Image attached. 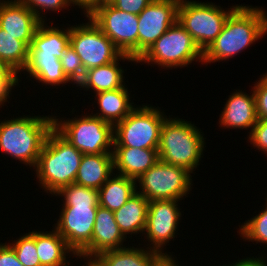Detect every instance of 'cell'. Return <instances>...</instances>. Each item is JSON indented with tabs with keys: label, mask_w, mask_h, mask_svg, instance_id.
<instances>
[{
	"label": "cell",
	"mask_w": 267,
	"mask_h": 266,
	"mask_svg": "<svg viewBox=\"0 0 267 266\" xmlns=\"http://www.w3.org/2000/svg\"><path fill=\"white\" fill-rule=\"evenodd\" d=\"M29 57V46L0 28V59L19 75L25 69Z\"/></svg>",
	"instance_id": "83f0119b"
},
{
	"label": "cell",
	"mask_w": 267,
	"mask_h": 266,
	"mask_svg": "<svg viewBox=\"0 0 267 266\" xmlns=\"http://www.w3.org/2000/svg\"><path fill=\"white\" fill-rule=\"evenodd\" d=\"M247 93L244 90L233 91L229 95L224 109L219 115V127L222 129H244L249 130V135L258 121L256 103L253 90Z\"/></svg>",
	"instance_id": "e0dca14e"
},
{
	"label": "cell",
	"mask_w": 267,
	"mask_h": 266,
	"mask_svg": "<svg viewBox=\"0 0 267 266\" xmlns=\"http://www.w3.org/2000/svg\"><path fill=\"white\" fill-rule=\"evenodd\" d=\"M41 21L18 0H0V28L15 36V39L31 45Z\"/></svg>",
	"instance_id": "2e32d148"
},
{
	"label": "cell",
	"mask_w": 267,
	"mask_h": 266,
	"mask_svg": "<svg viewBox=\"0 0 267 266\" xmlns=\"http://www.w3.org/2000/svg\"><path fill=\"white\" fill-rule=\"evenodd\" d=\"M238 6V4L233 5L224 10L223 7L213 2L180 0L178 22L204 53L222 31L228 16Z\"/></svg>",
	"instance_id": "ba28073f"
},
{
	"label": "cell",
	"mask_w": 267,
	"mask_h": 266,
	"mask_svg": "<svg viewBox=\"0 0 267 266\" xmlns=\"http://www.w3.org/2000/svg\"><path fill=\"white\" fill-rule=\"evenodd\" d=\"M21 4L27 6L41 22H47V17L45 13L61 12L62 9L67 10L71 6L69 0H18ZM48 11V12H46ZM44 14H43V13ZM45 15V16H44ZM45 17V18H44Z\"/></svg>",
	"instance_id": "1f68e13d"
},
{
	"label": "cell",
	"mask_w": 267,
	"mask_h": 266,
	"mask_svg": "<svg viewBox=\"0 0 267 266\" xmlns=\"http://www.w3.org/2000/svg\"><path fill=\"white\" fill-rule=\"evenodd\" d=\"M110 0H103V3L109 2Z\"/></svg>",
	"instance_id": "ee69618b"
},
{
	"label": "cell",
	"mask_w": 267,
	"mask_h": 266,
	"mask_svg": "<svg viewBox=\"0 0 267 266\" xmlns=\"http://www.w3.org/2000/svg\"><path fill=\"white\" fill-rule=\"evenodd\" d=\"M267 82V72L261 76Z\"/></svg>",
	"instance_id": "7bdbcfd3"
},
{
	"label": "cell",
	"mask_w": 267,
	"mask_h": 266,
	"mask_svg": "<svg viewBox=\"0 0 267 266\" xmlns=\"http://www.w3.org/2000/svg\"><path fill=\"white\" fill-rule=\"evenodd\" d=\"M203 63V52L178 20L136 61L153 64L164 70L188 67L193 62ZM141 62V63H140Z\"/></svg>",
	"instance_id": "52a82bcc"
},
{
	"label": "cell",
	"mask_w": 267,
	"mask_h": 266,
	"mask_svg": "<svg viewBox=\"0 0 267 266\" xmlns=\"http://www.w3.org/2000/svg\"><path fill=\"white\" fill-rule=\"evenodd\" d=\"M192 173L159 160L136 180L137 192L148 201L183 200L192 191Z\"/></svg>",
	"instance_id": "30bf717a"
},
{
	"label": "cell",
	"mask_w": 267,
	"mask_h": 266,
	"mask_svg": "<svg viewBox=\"0 0 267 266\" xmlns=\"http://www.w3.org/2000/svg\"><path fill=\"white\" fill-rule=\"evenodd\" d=\"M127 86L123 88H118L111 91H103L94 94V101L99 109L96 113L91 111V115L96 116L107 123L115 126L117 123L121 122L136 106L133 100L131 101L132 91H128Z\"/></svg>",
	"instance_id": "ffe728a7"
},
{
	"label": "cell",
	"mask_w": 267,
	"mask_h": 266,
	"mask_svg": "<svg viewBox=\"0 0 267 266\" xmlns=\"http://www.w3.org/2000/svg\"><path fill=\"white\" fill-rule=\"evenodd\" d=\"M180 0H153L138 15V59L177 20Z\"/></svg>",
	"instance_id": "5bb4252c"
},
{
	"label": "cell",
	"mask_w": 267,
	"mask_h": 266,
	"mask_svg": "<svg viewBox=\"0 0 267 266\" xmlns=\"http://www.w3.org/2000/svg\"><path fill=\"white\" fill-rule=\"evenodd\" d=\"M76 258H80L81 260H85V264L83 266H103L96 258H87L77 255ZM87 261V262H86Z\"/></svg>",
	"instance_id": "b9f144b4"
},
{
	"label": "cell",
	"mask_w": 267,
	"mask_h": 266,
	"mask_svg": "<svg viewBox=\"0 0 267 266\" xmlns=\"http://www.w3.org/2000/svg\"><path fill=\"white\" fill-rule=\"evenodd\" d=\"M71 7L81 8L84 17L90 16L99 6L103 4V0H69Z\"/></svg>",
	"instance_id": "74e56055"
},
{
	"label": "cell",
	"mask_w": 267,
	"mask_h": 266,
	"mask_svg": "<svg viewBox=\"0 0 267 266\" xmlns=\"http://www.w3.org/2000/svg\"><path fill=\"white\" fill-rule=\"evenodd\" d=\"M113 174V154H83L75 183L99 190Z\"/></svg>",
	"instance_id": "603a6c76"
},
{
	"label": "cell",
	"mask_w": 267,
	"mask_h": 266,
	"mask_svg": "<svg viewBox=\"0 0 267 266\" xmlns=\"http://www.w3.org/2000/svg\"><path fill=\"white\" fill-rule=\"evenodd\" d=\"M48 23L39 24L29 46V55H53L60 59L70 45V24L66 28H59L50 21Z\"/></svg>",
	"instance_id": "7402d4cb"
},
{
	"label": "cell",
	"mask_w": 267,
	"mask_h": 266,
	"mask_svg": "<svg viewBox=\"0 0 267 266\" xmlns=\"http://www.w3.org/2000/svg\"><path fill=\"white\" fill-rule=\"evenodd\" d=\"M33 114L0 121L1 153L31 168L36 166L47 135L53 129V115Z\"/></svg>",
	"instance_id": "3957f363"
},
{
	"label": "cell",
	"mask_w": 267,
	"mask_h": 266,
	"mask_svg": "<svg viewBox=\"0 0 267 266\" xmlns=\"http://www.w3.org/2000/svg\"><path fill=\"white\" fill-rule=\"evenodd\" d=\"M0 266H23L13 248L7 243H0Z\"/></svg>",
	"instance_id": "8d00e7d4"
},
{
	"label": "cell",
	"mask_w": 267,
	"mask_h": 266,
	"mask_svg": "<svg viewBox=\"0 0 267 266\" xmlns=\"http://www.w3.org/2000/svg\"><path fill=\"white\" fill-rule=\"evenodd\" d=\"M181 200H152L149 201L146 229L143 238L149 242L146 246L161 253L168 254L166 245L173 240L179 231V222L183 216L180 211ZM165 247V248H164ZM164 249L166 252H164Z\"/></svg>",
	"instance_id": "4fadbf2b"
},
{
	"label": "cell",
	"mask_w": 267,
	"mask_h": 266,
	"mask_svg": "<svg viewBox=\"0 0 267 266\" xmlns=\"http://www.w3.org/2000/svg\"><path fill=\"white\" fill-rule=\"evenodd\" d=\"M128 61L136 64V60L128 54H122L116 61L101 65L96 68L85 71L83 79L76 87L82 88L84 91H93L96 94L103 91H111L118 88H123L127 84L124 80L125 69L120 66V61ZM90 89V90H89Z\"/></svg>",
	"instance_id": "ac0fdd59"
},
{
	"label": "cell",
	"mask_w": 267,
	"mask_h": 266,
	"mask_svg": "<svg viewBox=\"0 0 267 266\" xmlns=\"http://www.w3.org/2000/svg\"><path fill=\"white\" fill-rule=\"evenodd\" d=\"M57 117L53 115V128L83 154H113L112 124L89 113L71 119Z\"/></svg>",
	"instance_id": "8992f818"
},
{
	"label": "cell",
	"mask_w": 267,
	"mask_h": 266,
	"mask_svg": "<svg viewBox=\"0 0 267 266\" xmlns=\"http://www.w3.org/2000/svg\"><path fill=\"white\" fill-rule=\"evenodd\" d=\"M247 138L253 148H256L259 152L262 151V154H266L267 157V118L258 119Z\"/></svg>",
	"instance_id": "d6a6232c"
},
{
	"label": "cell",
	"mask_w": 267,
	"mask_h": 266,
	"mask_svg": "<svg viewBox=\"0 0 267 266\" xmlns=\"http://www.w3.org/2000/svg\"><path fill=\"white\" fill-rule=\"evenodd\" d=\"M19 86V76H0V108L10 100L12 89ZM10 95V96H9Z\"/></svg>",
	"instance_id": "d590c367"
},
{
	"label": "cell",
	"mask_w": 267,
	"mask_h": 266,
	"mask_svg": "<svg viewBox=\"0 0 267 266\" xmlns=\"http://www.w3.org/2000/svg\"><path fill=\"white\" fill-rule=\"evenodd\" d=\"M44 231L35 229V245L41 266H73L69 258L77 254L65 239L54 227L52 231Z\"/></svg>",
	"instance_id": "44dd1931"
},
{
	"label": "cell",
	"mask_w": 267,
	"mask_h": 266,
	"mask_svg": "<svg viewBox=\"0 0 267 266\" xmlns=\"http://www.w3.org/2000/svg\"><path fill=\"white\" fill-rule=\"evenodd\" d=\"M186 119L168 116L162 124L159 160L194 174L203 158L206 141L202 130ZM205 146V147H204Z\"/></svg>",
	"instance_id": "5b68a950"
},
{
	"label": "cell",
	"mask_w": 267,
	"mask_h": 266,
	"mask_svg": "<svg viewBox=\"0 0 267 266\" xmlns=\"http://www.w3.org/2000/svg\"><path fill=\"white\" fill-rule=\"evenodd\" d=\"M87 23L70 25V45L80 57L84 70L116 61L122 52L88 16Z\"/></svg>",
	"instance_id": "8fae6325"
},
{
	"label": "cell",
	"mask_w": 267,
	"mask_h": 266,
	"mask_svg": "<svg viewBox=\"0 0 267 266\" xmlns=\"http://www.w3.org/2000/svg\"><path fill=\"white\" fill-rule=\"evenodd\" d=\"M0 76H19L4 61L0 59Z\"/></svg>",
	"instance_id": "60d3db41"
},
{
	"label": "cell",
	"mask_w": 267,
	"mask_h": 266,
	"mask_svg": "<svg viewBox=\"0 0 267 266\" xmlns=\"http://www.w3.org/2000/svg\"><path fill=\"white\" fill-rule=\"evenodd\" d=\"M60 61L64 74L74 84V86H77L78 83L83 79L85 75V70L80 57L71 47V45H69L65 49L60 58Z\"/></svg>",
	"instance_id": "4dcf8cb0"
},
{
	"label": "cell",
	"mask_w": 267,
	"mask_h": 266,
	"mask_svg": "<svg viewBox=\"0 0 267 266\" xmlns=\"http://www.w3.org/2000/svg\"><path fill=\"white\" fill-rule=\"evenodd\" d=\"M149 201L136 192L120 208L114 211V218L122 234L127 238L142 233L146 229Z\"/></svg>",
	"instance_id": "d4e9b609"
},
{
	"label": "cell",
	"mask_w": 267,
	"mask_h": 266,
	"mask_svg": "<svg viewBox=\"0 0 267 266\" xmlns=\"http://www.w3.org/2000/svg\"><path fill=\"white\" fill-rule=\"evenodd\" d=\"M266 204L263 206L258 214L245 222L240 226L237 231L240 238L246 242H256V244H265L267 247V198H265Z\"/></svg>",
	"instance_id": "f1b7e54d"
},
{
	"label": "cell",
	"mask_w": 267,
	"mask_h": 266,
	"mask_svg": "<svg viewBox=\"0 0 267 266\" xmlns=\"http://www.w3.org/2000/svg\"><path fill=\"white\" fill-rule=\"evenodd\" d=\"M53 196L63 198V204L57 223L52 227L78 255L91 242L99 206L98 190L72 183Z\"/></svg>",
	"instance_id": "6da1fadb"
},
{
	"label": "cell",
	"mask_w": 267,
	"mask_h": 266,
	"mask_svg": "<svg viewBox=\"0 0 267 266\" xmlns=\"http://www.w3.org/2000/svg\"><path fill=\"white\" fill-rule=\"evenodd\" d=\"M114 172L137 180L159 161L158 149L113 147Z\"/></svg>",
	"instance_id": "d6986e66"
},
{
	"label": "cell",
	"mask_w": 267,
	"mask_h": 266,
	"mask_svg": "<svg viewBox=\"0 0 267 266\" xmlns=\"http://www.w3.org/2000/svg\"><path fill=\"white\" fill-rule=\"evenodd\" d=\"M23 73L29 75L26 77H29V80L33 78L36 83L40 84L41 82V86L47 87V85H50L52 89V86L58 89L61 84L62 86L67 83L74 85L64 74L60 59L53 55H29Z\"/></svg>",
	"instance_id": "cb8c5ba5"
},
{
	"label": "cell",
	"mask_w": 267,
	"mask_h": 266,
	"mask_svg": "<svg viewBox=\"0 0 267 266\" xmlns=\"http://www.w3.org/2000/svg\"><path fill=\"white\" fill-rule=\"evenodd\" d=\"M167 117L158 106L136 105L121 122L114 126L113 147L158 149L161 127Z\"/></svg>",
	"instance_id": "9c48e42d"
},
{
	"label": "cell",
	"mask_w": 267,
	"mask_h": 266,
	"mask_svg": "<svg viewBox=\"0 0 267 266\" xmlns=\"http://www.w3.org/2000/svg\"><path fill=\"white\" fill-rule=\"evenodd\" d=\"M89 17L122 54L138 60V15L121 11L106 2Z\"/></svg>",
	"instance_id": "7c38bea8"
},
{
	"label": "cell",
	"mask_w": 267,
	"mask_h": 266,
	"mask_svg": "<svg viewBox=\"0 0 267 266\" xmlns=\"http://www.w3.org/2000/svg\"><path fill=\"white\" fill-rule=\"evenodd\" d=\"M136 192L135 179L114 173L98 190L99 206L114 212Z\"/></svg>",
	"instance_id": "4316f807"
},
{
	"label": "cell",
	"mask_w": 267,
	"mask_h": 266,
	"mask_svg": "<svg viewBox=\"0 0 267 266\" xmlns=\"http://www.w3.org/2000/svg\"><path fill=\"white\" fill-rule=\"evenodd\" d=\"M82 156V152L53 128L47 135L33 169L39 187L52 196L63 186L75 183Z\"/></svg>",
	"instance_id": "277c9868"
},
{
	"label": "cell",
	"mask_w": 267,
	"mask_h": 266,
	"mask_svg": "<svg viewBox=\"0 0 267 266\" xmlns=\"http://www.w3.org/2000/svg\"><path fill=\"white\" fill-rule=\"evenodd\" d=\"M153 0H110L109 3L115 8L139 15Z\"/></svg>",
	"instance_id": "e575fe53"
},
{
	"label": "cell",
	"mask_w": 267,
	"mask_h": 266,
	"mask_svg": "<svg viewBox=\"0 0 267 266\" xmlns=\"http://www.w3.org/2000/svg\"><path fill=\"white\" fill-rule=\"evenodd\" d=\"M255 96L256 112L258 119L267 118V82L260 77L251 87Z\"/></svg>",
	"instance_id": "836d02e7"
},
{
	"label": "cell",
	"mask_w": 267,
	"mask_h": 266,
	"mask_svg": "<svg viewBox=\"0 0 267 266\" xmlns=\"http://www.w3.org/2000/svg\"><path fill=\"white\" fill-rule=\"evenodd\" d=\"M139 245V246H138ZM133 245L102 252L95 257L103 266H153L155 261L162 255L152 249Z\"/></svg>",
	"instance_id": "484cf974"
},
{
	"label": "cell",
	"mask_w": 267,
	"mask_h": 266,
	"mask_svg": "<svg viewBox=\"0 0 267 266\" xmlns=\"http://www.w3.org/2000/svg\"><path fill=\"white\" fill-rule=\"evenodd\" d=\"M126 239L116 223L114 212L98 206L91 242L78 255L95 258L102 252L124 248Z\"/></svg>",
	"instance_id": "9a60e30c"
},
{
	"label": "cell",
	"mask_w": 267,
	"mask_h": 266,
	"mask_svg": "<svg viewBox=\"0 0 267 266\" xmlns=\"http://www.w3.org/2000/svg\"><path fill=\"white\" fill-rule=\"evenodd\" d=\"M8 244L13 248L18 261L23 266H41L35 245V230L20 235Z\"/></svg>",
	"instance_id": "f546056e"
},
{
	"label": "cell",
	"mask_w": 267,
	"mask_h": 266,
	"mask_svg": "<svg viewBox=\"0 0 267 266\" xmlns=\"http://www.w3.org/2000/svg\"><path fill=\"white\" fill-rule=\"evenodd\" d=\"M244 5L228 16L218 37L203 53L201 65L229 61L267 35V11L260 6Z\"/></svg>",
	"instance_id": "7a4b0ae2"
},
{
	"label": "cell",
	"mask_w": 267,
	"mask_h": 266,
	"mask_svg": "<svg viewBox=\"0 0 267 266\" xmlns=\"http://www.w3.org/2000/svg\"><path fill=\"white\" fill-rule=\"evenodd\" d=\"M173 255H169V254H164L161 255L154 263L153 266H179L178 261H176V259L174 258ZM182 266V265H180Z\"/></svg>",
	"instance_id": "ab89813d"
},
{
	"label": "cell",
	"mask_w": 267,
	"mask_h": 266,
	"mask_svg": "<svg viewBox=\"0 0 267 266\" xmlns=\"http://www.w3.org/2000/svg\"><path fill=\"white\" fill-rule=\"evenodd\" d=\"M266 254H262L261 256L259 255L258 257L255 256H250V257H244L242 259H238L235 261V263L232 264H224V266H267V257L265 256ZM265 256V257H264Z\"/></svg>",
	"instance_id": "f35d334b"
}]
</instances>
